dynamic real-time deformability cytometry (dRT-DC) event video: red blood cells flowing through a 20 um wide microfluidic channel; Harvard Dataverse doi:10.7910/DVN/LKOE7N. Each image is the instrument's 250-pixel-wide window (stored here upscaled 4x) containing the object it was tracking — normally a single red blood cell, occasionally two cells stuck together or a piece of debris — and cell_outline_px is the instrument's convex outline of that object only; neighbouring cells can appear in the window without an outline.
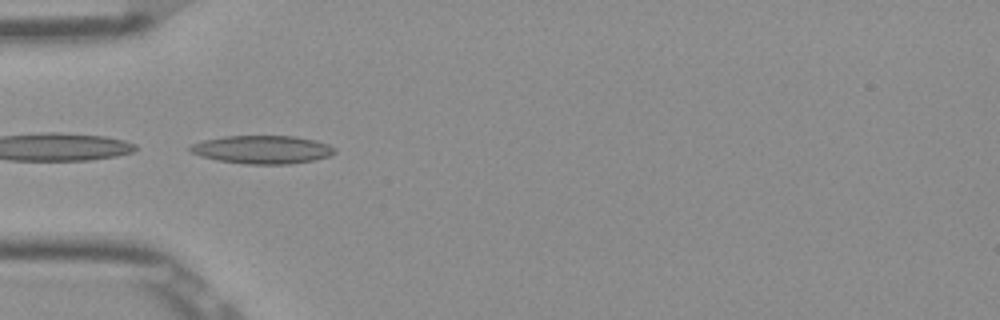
{"species": "Egyptian fruit bat (a non-hibernating species)", "species_latin": "Rousettus aegyptiacus", "temperature_condition": "room temperature", "stored_images_in_passage": 3, "camera_frame_rate_fps": 3000, "um_per_image_px": 0.085, "frame": {"image": 1, "passage_image": 1, "time_ms": 0.0, "image_size_px": [1000, 320], "cell_outline_px": [[336, 152], [328, 156], [316, 160], [288, 164], [244, 164], [216, 160], [200, 156], [192, 152], [188, 148], [192, 144], [204, 140], [224, 136], [296, 136], [316, 140], [328, 144], [336, 148]], "centroid_in_image_um": [22.32, 12.71], "position_along_channel_um": 62.7, "area_um2": 23.87}}